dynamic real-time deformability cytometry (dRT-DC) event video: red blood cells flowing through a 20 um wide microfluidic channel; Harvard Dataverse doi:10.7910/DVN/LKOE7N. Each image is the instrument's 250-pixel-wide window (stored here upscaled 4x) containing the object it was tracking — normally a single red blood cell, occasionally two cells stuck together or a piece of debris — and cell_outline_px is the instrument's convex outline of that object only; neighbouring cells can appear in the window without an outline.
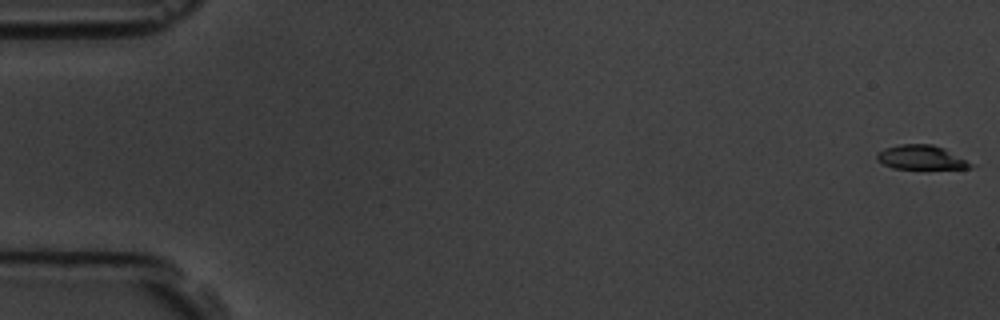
{"species": "common noctule bat (a hibernating species)", "species_latin": "Nyctalus noctula", "temperature_condition": "room temperature", "stored_images_in_passage": 5, "camera_frame_rate_fps": 3000, "um_per_image_px": 0.085, "animal": {"sex": "male", "body_mass_g": 19.5, "forearm_length_mm": 54.6}, "frame": {"image": 1, "passage_image": 1, "time_ms": 0.0, "image_size_px": [1000, 320], "cell_outline_px": [[976, 164], [972, 168], [892, 168], [876, 160], [876, 156], [884, 148], [900, 144], [932, 144], [944, 148]], "centroid_in_image_um": [78.33, 13.37], "position_along_channel_um": 6.7, "area_um2": 13.18}}
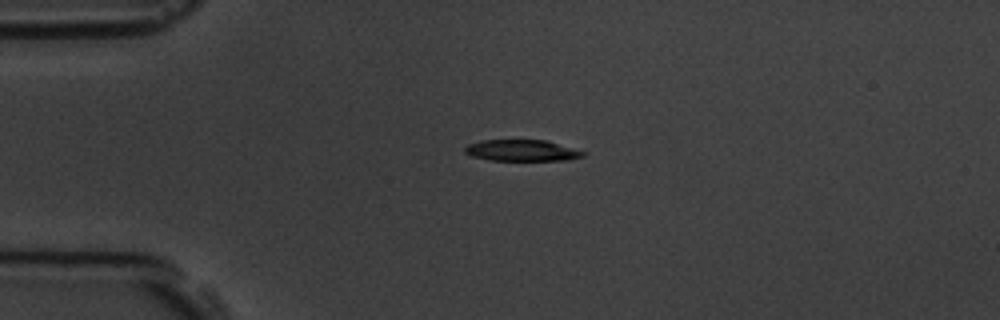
{"frame": {"image": 2, "passage_image": 4, "time_ms": 4.333, "image_size_px": [1000, 320], "cell_outline_px": [[588, 152], [584, 156], [568, 160], [488, 160], [472, 156], [464, 152], [464, 148], [468, 144], [480, 140], [544, 140]], "centroid_in_image_um": [44.35, 12.79], "position_along_channel_um": 40.6, "area_um2": 14.68}}